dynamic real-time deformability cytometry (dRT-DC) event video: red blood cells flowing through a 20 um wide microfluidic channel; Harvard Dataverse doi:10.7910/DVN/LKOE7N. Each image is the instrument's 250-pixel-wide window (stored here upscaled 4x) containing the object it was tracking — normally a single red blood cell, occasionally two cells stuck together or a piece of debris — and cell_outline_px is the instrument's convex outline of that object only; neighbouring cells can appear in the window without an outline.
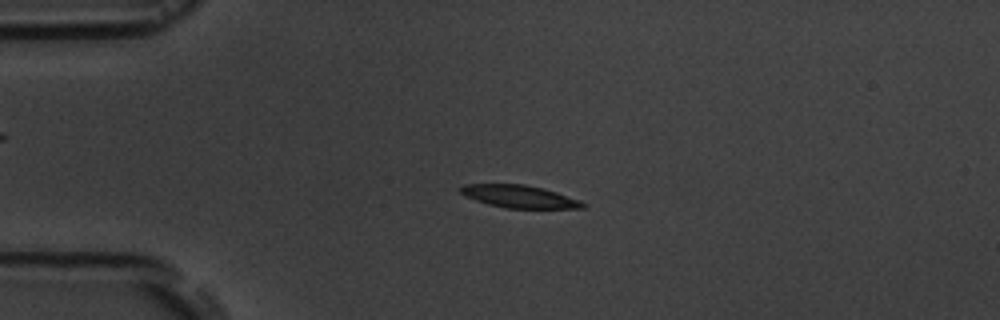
{"species": "common noctule bat (a hibernating species)", "species_latin": "Nyctalus noctula", "temperature_condition": "room temperature", "stored_images_in_passage": 5, "camera_frame_rate_fps": 3000, "um_per_image_px": 0.085, "animal": {"sex": "male", "body_mass_g": 19.5, "forearm_length_mm": 54.6}, "frame": {"image": 1, "passage_image": 4, "time_ms": 3.333, "image_size_px": [1000, 320], "cell_outline_px": [[588, 208], [504, 208], [488, 204], [464, 196], [456, 188], [464, 184], [524, 184], [544, 188], [580, 200], [588, 204]], "centroid_in_image_um": [44.14, 16.7], "position_along_channel_um": 40.9, "area_um2": 16.3}}